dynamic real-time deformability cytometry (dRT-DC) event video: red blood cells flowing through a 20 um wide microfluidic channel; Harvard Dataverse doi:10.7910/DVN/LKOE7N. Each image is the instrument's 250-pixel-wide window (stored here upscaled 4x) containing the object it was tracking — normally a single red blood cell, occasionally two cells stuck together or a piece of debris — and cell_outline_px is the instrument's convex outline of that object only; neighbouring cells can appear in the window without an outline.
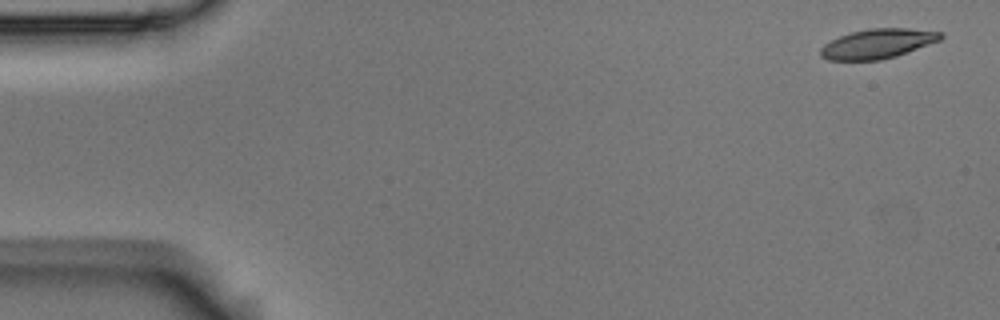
{"species": "Egyptian fruit bat (a non-hibernating species)", "species_latin": "Rousettus aegyptiacus", "temperature_condition": "room temperature", "stored_images_in_passage": 4, "camera_frame_rate_fps": 3000, "um_per_image_px": 0.085, "animal": {"sex": "male"}, "frame": {"image": 1, "passage_image": 1, "time_ms": 0.0, "image_size_px": [1000, 320], "cell_outline_px": [[944, 36], [940, 40], [896, 56], [880, 60], [828, 60], [820, 56], [820, 48], [824, 44], [840, 36], [852, 32], [868, 28], [908, 28], [944, 32]], "centroid_in_image_um": [74.61, 3.71], "position_along_channel_um": 10.4, "area_um2": 20.69}}